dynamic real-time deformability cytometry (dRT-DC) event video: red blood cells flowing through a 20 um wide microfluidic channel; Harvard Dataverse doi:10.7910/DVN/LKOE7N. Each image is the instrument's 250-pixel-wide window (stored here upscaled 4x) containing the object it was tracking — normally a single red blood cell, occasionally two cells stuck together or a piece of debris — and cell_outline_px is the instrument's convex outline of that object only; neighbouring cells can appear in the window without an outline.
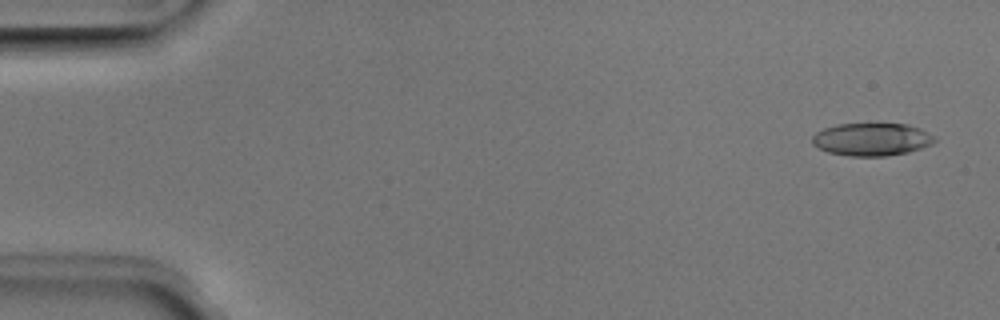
{"species": "Egyptian fruit bat (a non-hibernating species)", "species_latin": "Rousettus aegyptiacus", "temperature_condition": "room temperature", "stored_images_in_passage": 15, "camera_frame_rate_fps": 3000, "um_per_image_px": 0.085, "animal": {"sex": "male"}, "frame": {"image": 1, "passage_image": 2, "time_ms": 0.333, "image_size_px": [1000, 320], "cell_outline_px": [[936, 140], [932, 144], [908, 152], [888, 156], [848, 156], [828, 152], [812, 144], [812, 136], [816, 132], [824, 128], [836, 124], [908, 124], [920, 128], [936, 136]], "centroid_in_image_um": [74.11, 11.84], "position_along_channel_um": 10.9, "area_um2": 23.47}}
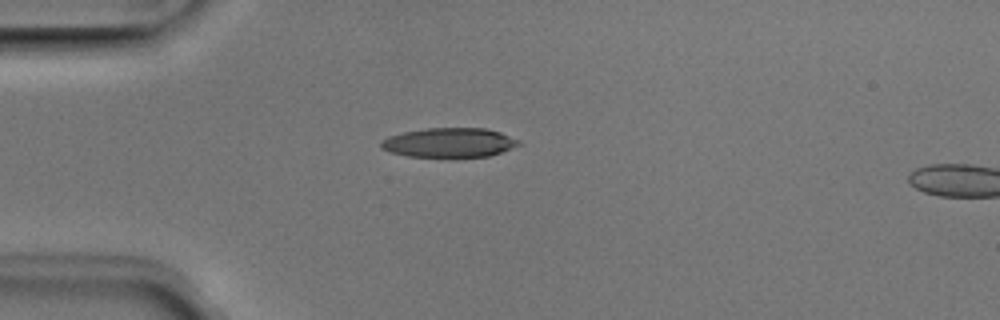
{"frame": {"image": 2, "passage_image": 13, "time_ms": 4.0, "image_size_px": [1000, 320], "cell_outline_px": [[524, 144], [488, 156], [456, 160], [408, 156], [392, 152], [380, 148], [380, 140], [388, 136], [404, 132], [428, 128], [484, 128], [500, 132], [520, 140]], "centroid_in_image_um": [38.2, 12.17], "position_along_channel_um": 46.8, "area_um2": 24.57}}